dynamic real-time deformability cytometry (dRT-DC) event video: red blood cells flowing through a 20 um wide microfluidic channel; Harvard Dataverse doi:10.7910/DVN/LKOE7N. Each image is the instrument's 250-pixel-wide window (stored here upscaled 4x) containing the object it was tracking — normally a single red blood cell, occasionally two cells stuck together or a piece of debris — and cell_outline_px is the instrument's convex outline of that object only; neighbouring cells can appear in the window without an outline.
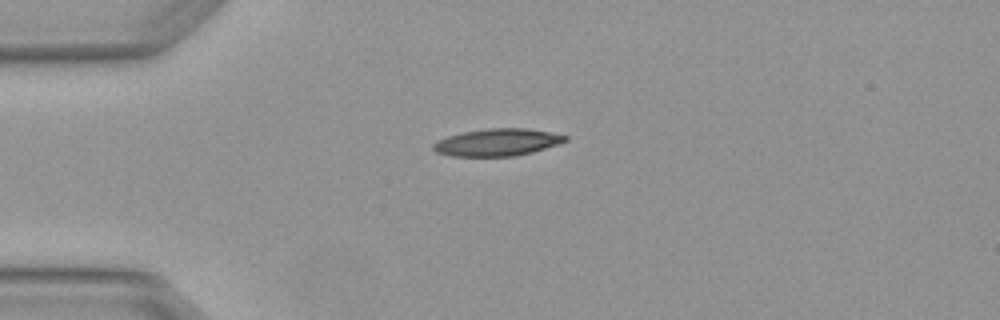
{"species": "Egyptian fruit bat (a non-hibernating species)", "species_latin": "Rousettus aegyptiacus", "temperature_condition": "warm", "stored_images_in_passage": 3, "camera_frame_rate_fps": 3000, "um_per_image_px": 0.085, "animal": {"sex": "female"}, "frame": {"image": 1, "passage_image": 1, "time_ms": 0.0, "image_size_px": [1000, 320], "cell_outline_px": [[568, 140], [532, 152], [516, 156], [452, 156], [436, 152], [432, 148], [432, 144], [448, 136], [464, 132], [488, 128], [524, 128], [548, 132], [568, 136]], "centroid_in_image_um": [42.25, 12.1], "position_along_channel_um": 42.7, "area_um2": 20.63}}
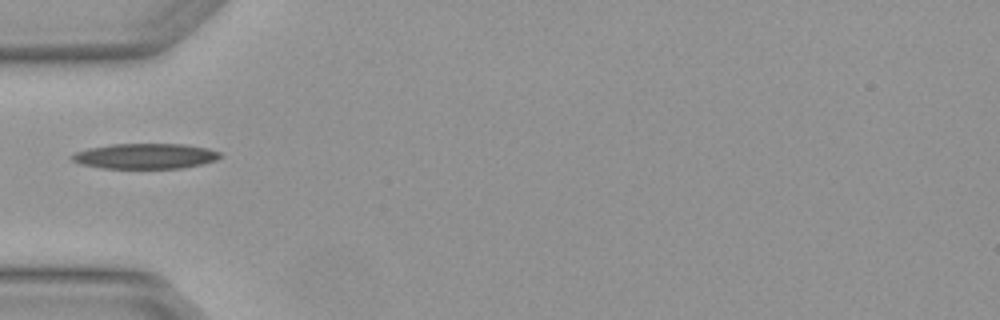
{"frame": {"image": 2, "passage_image": 2, "time_ms": 0.333, "image_size_px": [1000, 320], "cell_outline_px": [[224, 156], [216, 160], [184, 168], [100, 168], [80, 164], [72, 160], [68, 156], [76, 152], [88, 148], [112, 144], [184, 144], [208, 148], [220, 152]], "centroid_in_image_um": [12.35, 13.27], "position_along_channel_um": 72.7, "area_um2": 22.02}}
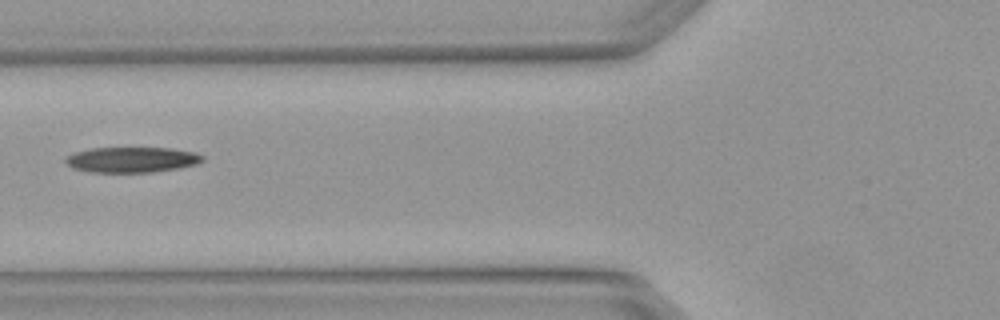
{"frame": {"image": 3, "passage_image": 3, "time_ms": 0.667, "image_size_px": [1000, 320], "cell_outline_px": [[204, 160], [196, 164], [180, 168], [152, 172], [88, 172], [72, 168], [64, 160], [68, 156], [76, 152], [92, 148], [172, 148], [196, 152], [204, 156]], "centroid_in_image_um": [11.24, 13.57], "position_along_channel_um": 114.6, "area_um2": 20.35}}